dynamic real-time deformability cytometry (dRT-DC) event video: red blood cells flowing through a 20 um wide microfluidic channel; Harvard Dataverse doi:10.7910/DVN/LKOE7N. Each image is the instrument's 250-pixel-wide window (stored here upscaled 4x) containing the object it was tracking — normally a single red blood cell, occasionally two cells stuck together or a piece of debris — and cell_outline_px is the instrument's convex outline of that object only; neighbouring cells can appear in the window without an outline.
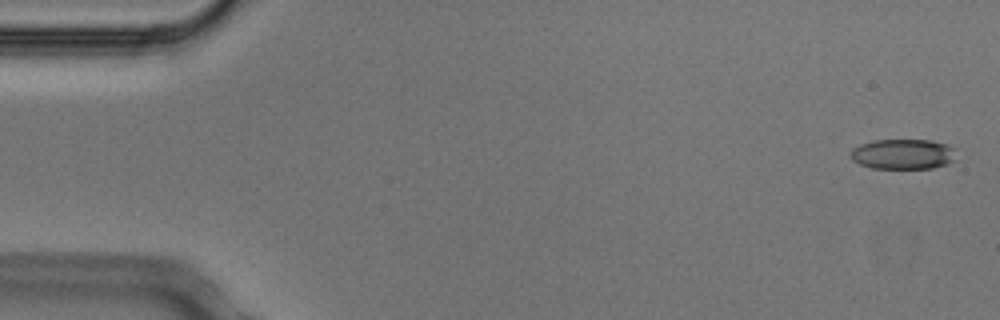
{"species": "Egyptian fruit bat (a non-hibernating species)", "species_latin": "Rousettus aegyptiacus", "temperature_condition": "cold", "stored_images_in_passage": 4, "camera_frame_rate_fps": 3000, "um_per_image_px": 0.085, "animal": {"sex": "male"}, "frame": {"image": 1, "passage_image": 1, "time_ms": 0.0, "image_size_px": [1000, 320], "cell_outline_px": [[956, 160], [948, 164], [932, 168], [872, 168], [860, 164], [852, 160], [848, 156], [852, 148], [860, 144], [872, 140], [932, 140], [948, 144], [956, 148]], "centroid_in_image_um": [76.78, 13.09], "position_along_channel_um": 8.2, "area_um2": 19.02}}
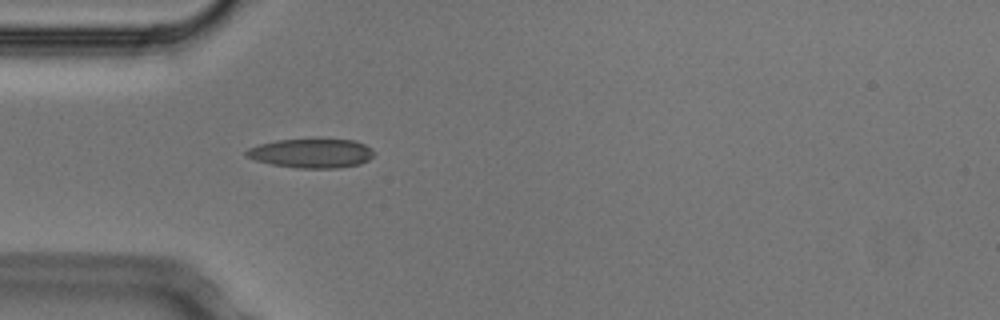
{"frame": {"image": 2, "passage_image": 4, "time_ms": 1.0, "image_size_px": [1000, 320], "cell_outline_px": [[376, 152], [368, 160], [360, 164], [340, 168], [296, 168], [272, 164], [256, 160], [244, 156], [244, 152], [248, 148], [260, 144], [276, 140], [356, 140], [372, 148]], "centroid_in_image_um": [26.48, 13.04], "position_along_channel_um": 58.5, "area_um2": 21.68}}